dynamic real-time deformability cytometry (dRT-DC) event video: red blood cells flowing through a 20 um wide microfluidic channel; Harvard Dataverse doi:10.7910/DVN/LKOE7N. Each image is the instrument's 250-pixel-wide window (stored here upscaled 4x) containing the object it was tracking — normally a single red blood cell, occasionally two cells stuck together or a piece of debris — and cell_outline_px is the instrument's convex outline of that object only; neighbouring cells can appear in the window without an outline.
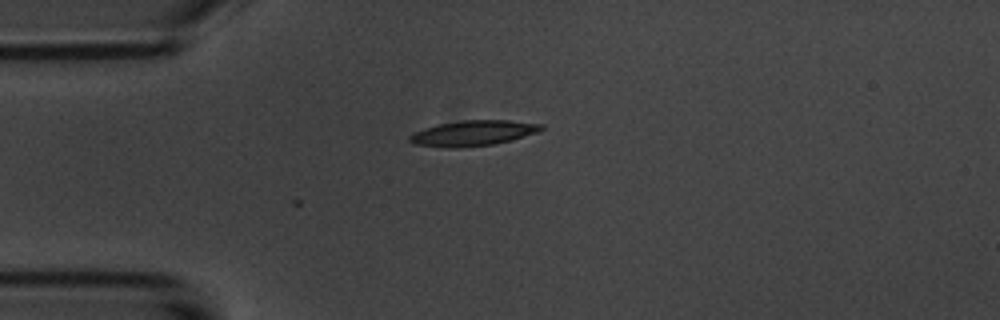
{"species": "common noctule bat (a hibernating species)", "species_latin": "Nyctalus noctula", "temperature_condition": "room temperature", "stored_images_in_passage": 12, "camera_frame_rate_fps": 3000, "um_per_image_px": 0.085, "animal": {"sex": "male", "body_mass_g": 20.1, "forearm_length_mm": 53.5}, "frame": {"image": 1, "passage_image": 1, "time_ms": 0.0, "image_size_px": [1000, 320], "cell_outline_px": [[544, 128], [540, 132], [512, 140], [492, 144], [460, 148], [448, 148], [412, 144], [408, 140], [408, 136], [412, 132], [424, 128], [440, 124], [460, 120], [508, 120], [544, 124]], "centroid_in_image_um": [40.21, 11.32], "position_along_channel_um": 44.8, "area_um2": 19.77}}
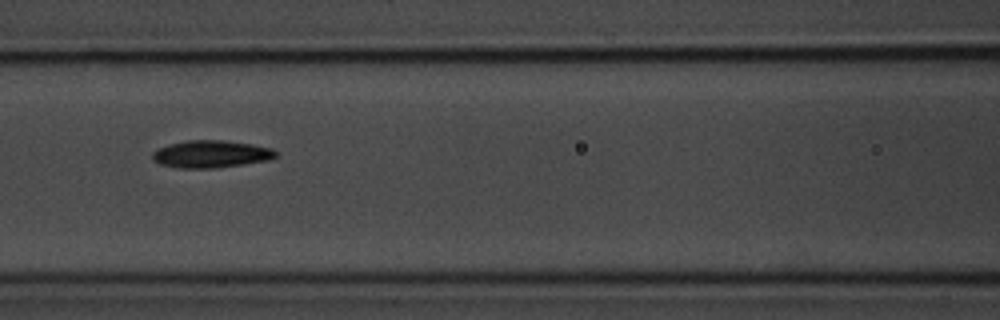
{"frame": {"image": 2, "passage_image": 4, "time_ms": 3.333, "image_size_px": [1000, 320], "cell_outline_px": [[276, 156], [272, 160], [216, 168], [176, 168], [160, 164], [152, 160], [152, 152], [156, 148], [168, 144], [188, 140], [224, 140], [252, 144], [272, 148], [276, 152]], "centroid_in_image_um": [17.91, 13.1], "position_along_channel_um": 148.7, "area_um2": 19.94}}
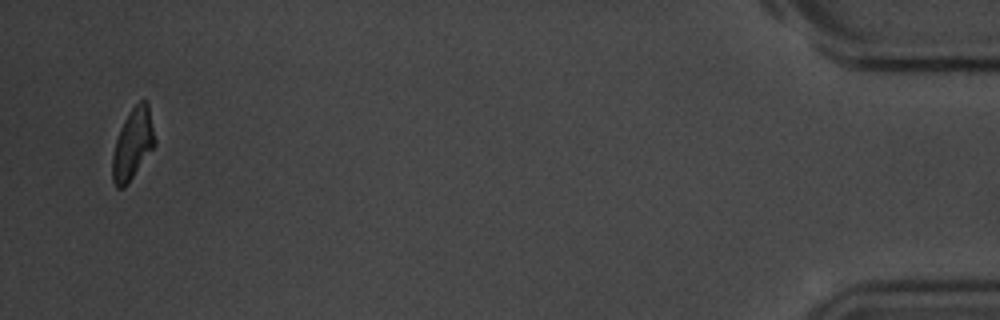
{"frame": {"image": 3, "passage_image": 12, "time_ms": 13.333, "image_size_px": [1000, 320], "cell_outline_px": [[156, 144], [124, 188], [116, 188], [112, 180], [112, 156], [116, 140], [120, 128], [128, 112], [140, 100], [148, 100], [156, 140]], "centroid_in_image_um": [11.29, 12.21], "position_along_channel_um": 423.9, "area_um2": 17.57}, "authors_computed_cell_mechanics": {"area_um2": 18.5249, "velocity_mm_per_s": 3.6107, "shape_relaxation_time_tau1_ms": 1.8221, "shape_relaxation_time_tau2_ms": null, "deformation_change_tau1": 0.0954, "deformation_change_tau2": null}}